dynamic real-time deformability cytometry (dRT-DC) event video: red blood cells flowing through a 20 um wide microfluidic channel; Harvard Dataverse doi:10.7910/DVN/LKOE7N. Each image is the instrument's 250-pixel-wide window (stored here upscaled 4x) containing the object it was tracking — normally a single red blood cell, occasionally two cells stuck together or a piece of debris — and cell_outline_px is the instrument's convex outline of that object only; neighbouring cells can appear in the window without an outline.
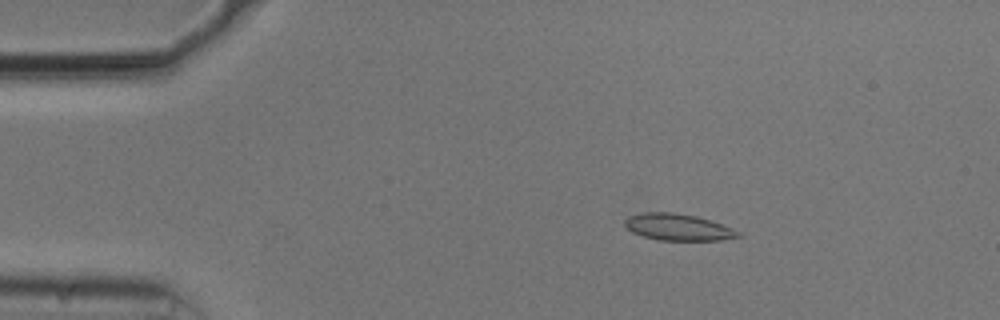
{"species": "common noctule bat (a hibernating species)", "species_latin": "Nyctalus noctula", "temperature_condition": "cold", "stored_images_in_passage": 53, "camera_frame_rate_fps": 3000, "um_per_image_px": 0.085, "animal": {"sex": "male", "body_mass_g": 20.5, "forearm_length_mm": 52.5}, "frame": {"image": 1, "passage_image": 8, "time_ms": 2.333, "image_size_px": [1000, 320], "cell_outline_px": [[744, 236], [720, 240], [660, 240], [644, 236], [632, 232], [624, 224], [624, 220], [628, 216], [644, 212], [672, 212], [696, 216], [732, 228], [740, 232]], "centroid_in_image_um": [57.63, 19.31], "position_along_channel_um": 27.4, "area_um2": 17.46}}
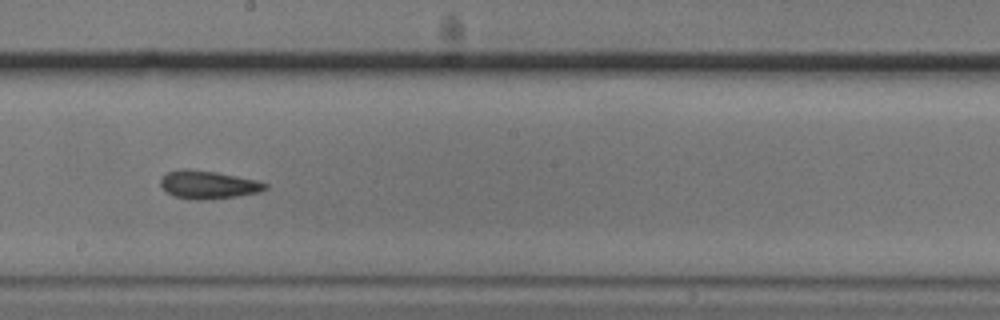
{"frame": {"image": 2, "passage_image": 29, "time_ms": 9.333, "image_size_px": [1000, 320], "cell_outline_px": [[268, 188], [260, 192], [236, 196], [200, 200], [196, 200], [176, 196], [168, 192], [160, 184], [160, 180], [168, 172], [180, 168], [184, 168], [216, 172], [256, 180], [268, 184]], "centroid_in_image_um": [17.71, 15.69], "position_along_channel_um": 230.5, "area_um2": 16.88}}
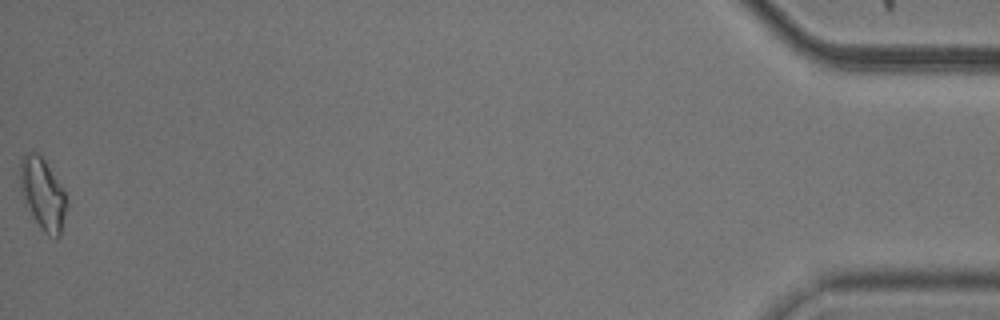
{"frame": {"image": 3, "passage_image": 53, "time_ms": 17.333, "image_size_px": [1000, 320], "cell_outline_px": [[68, 208], [60, 236], [56, 240], [48, 236], [44, 232], [36, 220], [24, 200], [20, 192], [20, 160], [24, 152], [32, 148], [44, 160], [64, 192], [68, 200]], "centroid_in_image_um": [3.64, 16.48], "position_along_channel_um": 431.6, "area_um2": 19.54}, "authors_computed_cell_mechanics": {"area_um2": 17.051, "velocity_mm_per_s": 3.7534, "shape_relaxation_time_tau1_ms": 4.0179, "shape_relaxation_time_tau2_ms": 2.948, "deformation_change_tau1": 0.0996, "deformation_change_tau2": 0.0967}}